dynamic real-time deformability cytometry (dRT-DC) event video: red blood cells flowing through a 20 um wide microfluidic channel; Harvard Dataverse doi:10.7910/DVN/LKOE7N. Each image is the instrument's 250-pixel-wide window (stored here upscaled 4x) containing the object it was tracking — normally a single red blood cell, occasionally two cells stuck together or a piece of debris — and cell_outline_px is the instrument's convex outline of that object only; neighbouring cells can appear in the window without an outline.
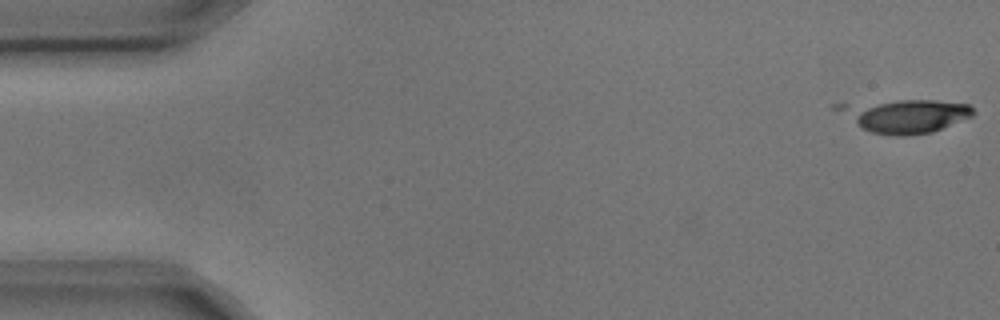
{"species": "common noctule bat (a hibernating species)", "species_latin": "Nyctalus noctula", "temperature_condition": "cold", "stored_images_in_passage": 3, "camera_frame_rate_fps": 3000, "um_per_image_px": 0.085, "animal": {"sex": "male", "body_mass_g": 17.9, "forearm_length_mm": 54.2}, "frame": {"image": 1, "passage_image": 1, "time_ms": 0.0, "image_size_px": [1000, 320], "cell_outline_px": [[976, 112], [972, 116], [932, 132], [904, 136], [896, 136], [872, 132], [856, 124], [828, 108], [832, 104], [900, 100], [932, 100], [968, 104]], "centroid_in_image_um": [76.83, 9.82], "position_along_channel_um": 8.2, "area_um2": 26.53}}
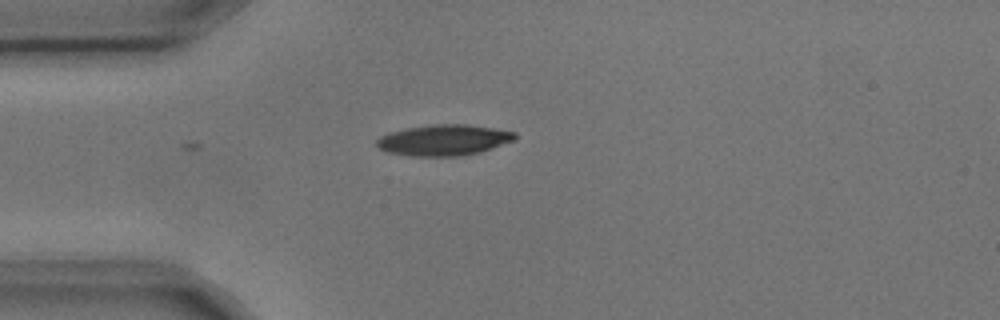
{"frame": {"image": 2, "passage_image": 3, "time_ms": 0.667, "image_size_px": [1000, 320], "cell_outline_px": [[516, 140], [480, 152], [460, 156], [408, 156], [384, 152], [376, 148], [376, 140], [380, 136], [388, 132], [408, 128], [432, 124], [464, 124], [492, 128], [516, 132]], "centroid_in_image_um": [37.67, 11.92], "position_along_channel_um": 47.3, "area_um2": 25.14}}